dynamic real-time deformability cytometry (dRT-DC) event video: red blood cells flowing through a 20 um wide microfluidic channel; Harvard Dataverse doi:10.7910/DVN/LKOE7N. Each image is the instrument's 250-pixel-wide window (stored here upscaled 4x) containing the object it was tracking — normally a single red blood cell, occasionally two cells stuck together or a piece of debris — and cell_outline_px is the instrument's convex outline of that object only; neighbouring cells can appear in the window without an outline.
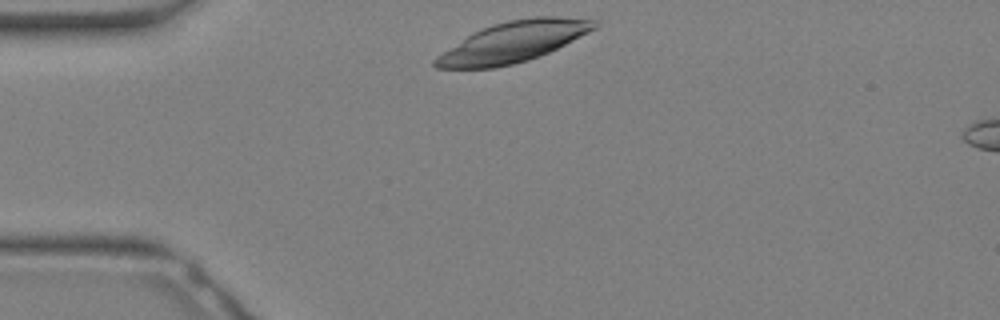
{"species": "Egyptian fruit bat (a non-hibernating species)", "species_latin": "Rousettus aegyptiacus", "temperature_condition": "warm", "stored_images_in_passage": 15, "camera_frame_rate_fps": 3000, "um_per_image_px": 0.085, "animal": {"sex": "female"}, "frame": {"image": 1, "passage_image": 1, "time_ms": 0.0, "image_size_px": [1000, 320], "cell_outline_px": [[600, 24], [596, 28], [540, 56], [528, 60], [512, 64], [492, 68], [436, 68], [432, 64], [432, 60], [436, 56], [472, 32], [492, 24], [508, 20], [536, 16], [560, 16], [596, 20]], "centroid_in_image_um": [43.59, 3.55], "position_along_channel_um": 41.4, "area_um2": 37.45}}
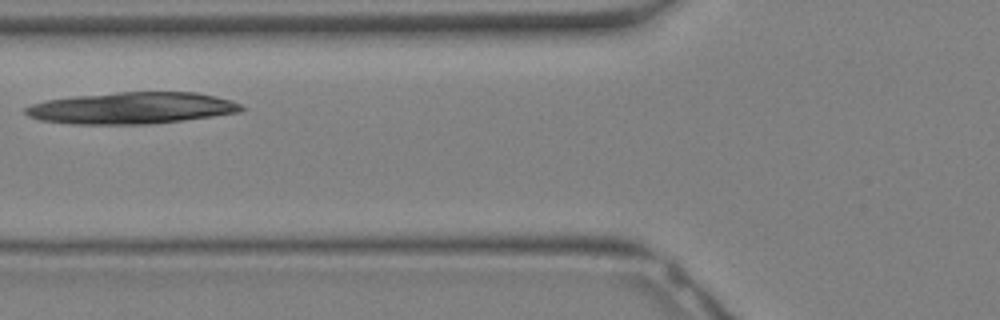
{"frame": {"image": 2, "passage_image": 6, "time_ms": 1.667, "image_size_px": [1000, 320], "cell_outline_px": [[244, 108], [240, 112], [212, 116], [148, 124], [72, 124], [40, 120], [28, 116], [24, 112], [24, 108], [32, 104], [48, 100], [76, 96], [116, 92], [196, 92], [216, 96], [240, 104]], "centroid_in_image_um": [11.17, 9.18], "position_along_channel_um": 114.6, "area_um2": 39.48}}
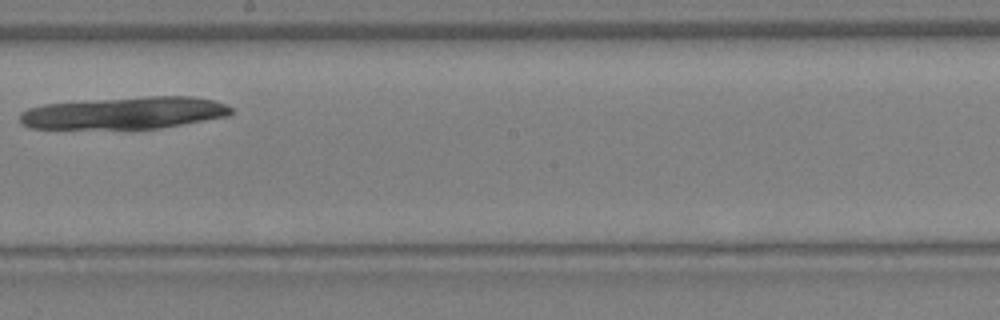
{"frame": {"image": 3, "passage_image": 12, "time_ms": 3.667, "image_size_px": [1000, 320], "cell_outline_px": [[232, 112], [228, 116], [160, 128], [28, 128], [20, 124], [20, 112], [28, 108], [44, 104], [148, 96], [192, 96], [212, 100], [224, 104], [232, 108]], "centroid_in_image_um": [10.57, 9.6], "position_along_channel_um": 237.6, "area_um2": 39.19}}